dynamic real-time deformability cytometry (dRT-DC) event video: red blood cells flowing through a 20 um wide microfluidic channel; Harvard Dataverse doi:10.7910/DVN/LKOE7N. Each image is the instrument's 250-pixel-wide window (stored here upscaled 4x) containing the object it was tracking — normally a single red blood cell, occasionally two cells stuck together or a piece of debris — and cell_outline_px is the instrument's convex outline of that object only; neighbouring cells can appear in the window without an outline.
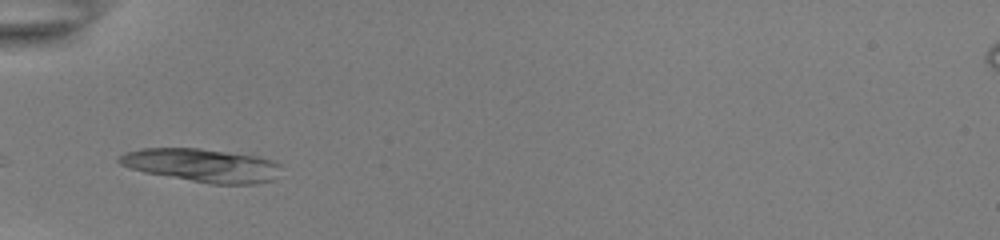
{"species": "common noctule bat (a hibernating species)", "species_latin": "Nyctalus noctula", "temperature_condition": "room temperature", "stored_images_in_passage": 35, "camera_frame_rate_fps": 3000, "um_per_image_px": 0.085, "animal": {"sex": "female", "body_mass_g": 22.0, "forearm_length_mm": 56.7}, "frame": {"image": 1, "passage_image": 1, "time_ms": 0.0, "image_size_px": [1000, 240], "cell_outline_px": [[280, 164], [272, 180], [256, 184], [212, 184], [144, 172], [120, 164], [116, 160], [120, 156], [128, 152], [140, 148], [200, 148], [256, 156]], "centroid_in_image_um": [17.12, 14.05], "position_along_channel_um": 67.9, "area_um2": 30.87}}
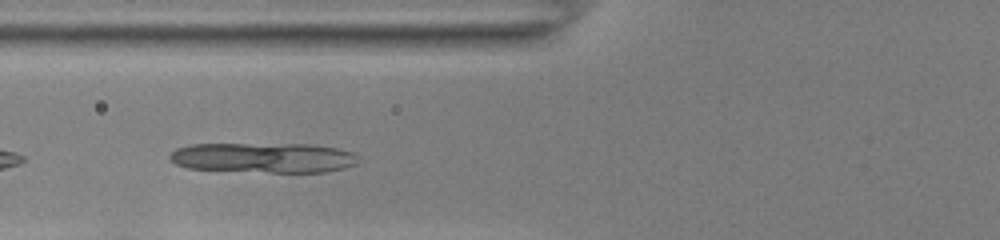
{"frame": {"image": 2, "passage_image": 4, "time_ms": 1.0, "image_size_px": [1000, 240], "cell_outline_px": [[356, 164], [344, 168], [324, 172], [272, 172], [188, 168], [176, 164], [168, 160], [168, 156], [176, 148], [192, 144], [312, 144], [336, 148], [352, 152], [356, 156]], "centroid_in_image_um": [22.36, 13.39], "position_along_channel_um": 103.4, "area_um2": 32.89}}